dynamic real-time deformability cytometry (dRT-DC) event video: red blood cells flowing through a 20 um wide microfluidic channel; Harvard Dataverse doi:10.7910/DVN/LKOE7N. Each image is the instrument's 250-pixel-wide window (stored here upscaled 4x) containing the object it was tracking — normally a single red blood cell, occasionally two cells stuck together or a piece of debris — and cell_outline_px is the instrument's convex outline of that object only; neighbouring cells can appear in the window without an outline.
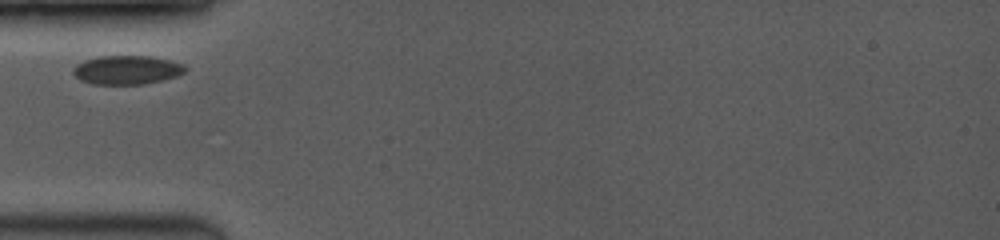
{"species": "common noctule bat (a hibernating species)", "species_latin": "Nyctalus noctula", "temperature_condition": "room temperature", "stored_images_in_passage": 9, "camera_frame_rate_fps": 3500, "um_per_image_px": 0.085, "animal": {"sex": "female", "body_mass_g": 19.0, "forearm_length_mm": 53.3}, "frame": {"image": 1, "passage_image": 1, "time_ms": 0.0, "image_size_px": [1000, 240], "cell_outline_px": [[188, 68], [184, 72], [176, 76], [164, 80], [144, 84], [92, 84], [80, 80], [72, 72], [72, 68], [76, 64], [84, 60], [100, 56], [152, 56], [184, 64]], "centroid_in_image_um": [10.78, 5.94], "position_along_channel_um": 74.2, "area_um2": 18.96}}
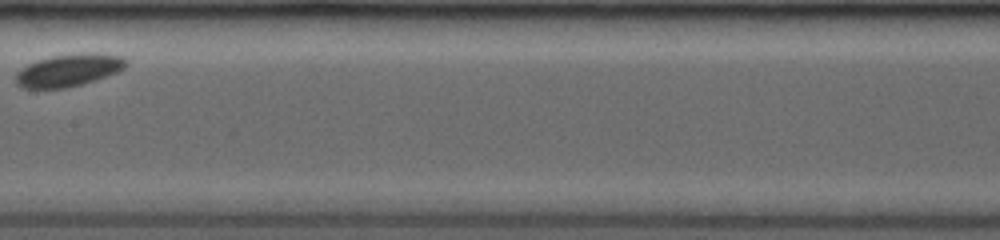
{"frame": {"image": 2, "passage_image": 6, "time_ms": 3.429, "image_size_px": [1000, 240], "cell_outline_px": [[128, 64], [124, 68], [116, 72], [96, 80], [64, 88], [20, 88], [16, 84], [16, 72], [28, 64], [52, 56], [92, 52], [124, 56], [128, 60]], "centroid_in_image_um": [5.87, 5.96], "position_along_channel_um": 201.5, "area_um2": 20.75}}
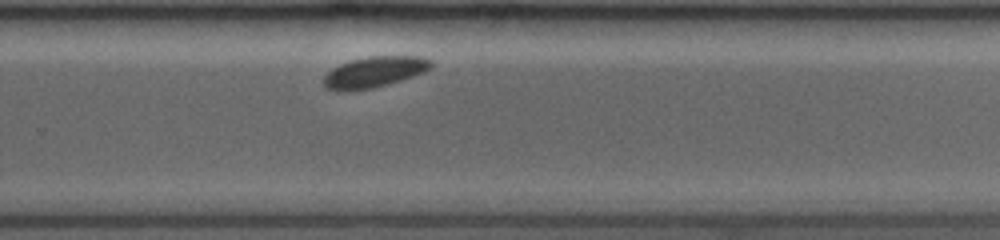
{"frame": {"image": 3, "passage_image": 9, "time_ms": 6.0, "image_size_px": [1000, 240], "cell_outline_px": [[436, 64], [432, 68], [424, 72], [388, 84], [372, 88], [344, 92], [340, 92], [324, 88], [324, 76], [332, 68], [340, 64], [352, 60], [372, 56], [420, 56], [432, 60]], "centroid_in_image_um": [31.83, 6.13], "position_along_channel_um": 298.0, "area_um2": 19.48}}